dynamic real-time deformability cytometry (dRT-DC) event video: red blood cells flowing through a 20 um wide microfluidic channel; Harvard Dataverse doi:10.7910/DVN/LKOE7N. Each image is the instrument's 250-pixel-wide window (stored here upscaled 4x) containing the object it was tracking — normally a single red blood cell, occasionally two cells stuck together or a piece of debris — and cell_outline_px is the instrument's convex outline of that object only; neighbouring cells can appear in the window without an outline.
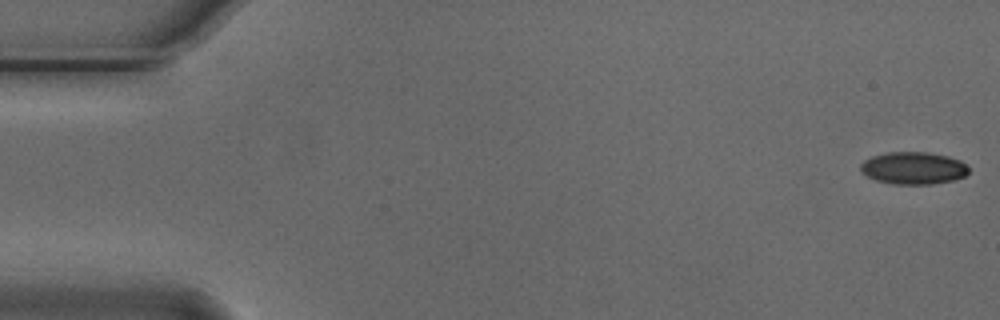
{"species": "Egyptian fruit bat (a non-hibernating species)", "species_latin": "Rousettus aegyptiacus", "temperature_condition": "cold", "stored_images_in_passage": 54, "camera_frame_rate_fps": 3000, "um_per_image_px": 0.085, "animal": {"sex": "male"}, "frame": {"image": 1, "passage_image": 1, "time_ms": 0.0, "image_size_px": [1000, 320], "cell_outline_px": [[968, 172], [964, 176], [952, 180], [932, 184], [892, 184], [876, 180], [868, 176], [860, 168], [860, 164], [864, 160], [872, 156], [888, 152], [928, 152], [948, 156], [960, 160], [968, 168]], "centroid_in_image_um": [77.63, 14.28], "position_along_channel_um": 7.4, "area_um2": 20.23}}
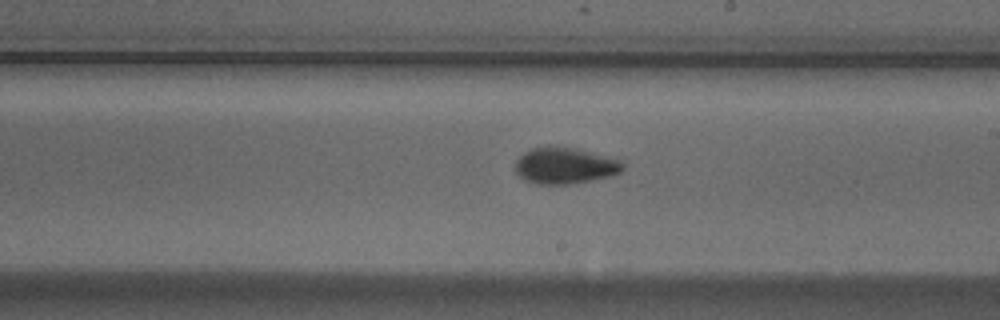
{"frame": {"image": 2, "passage_image": 31, "time_ms": 10.0, "image_size_px": [1000, 320], "cell_outline_px": [[624, 168], [620, 172], [612, 176], [592, 180], [568, 184], [536, 184], [524, 180], [512, 168], [516, 160], [524, 152], [532, 148], [548, 144], [552, 144], [576, 148], [620, 160], [624, 164]], "centroid_in_image_um": [47.97, 14.06], "position_along_channel_um": 241.0, "area_um2": 23.24}}
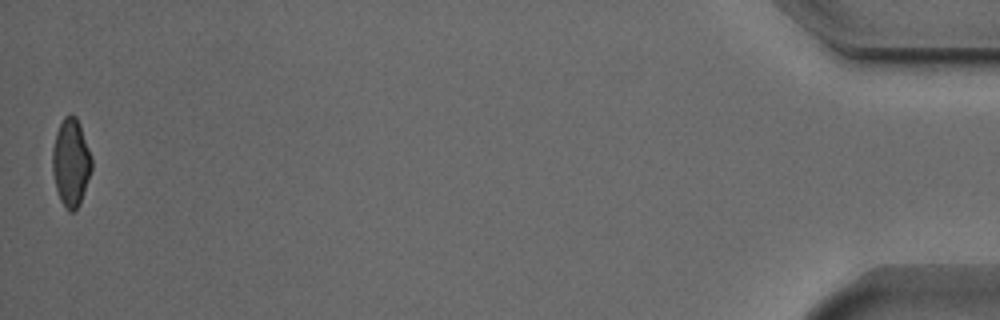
{"frame": {"image": 3, "passage_image": 54, "time_ms": 17.667, "image_size_px": [1000, 320], "cell_outline_px": [[92, 168], [80, 204], [72, 212], [68, 212], [60, 200], [56, 188], [52, 172], [52, 148], [56, 132], [64, 116], [72, 112], [76, 116], [80, 124], [92, 156]], "centroid_in_image_um": [6.03, 13.78], "position_along_channel_um": 429.2, "area_um2": 20.29}, "authors_computed_cell_mechanics": {"area_um2": 21.2704, "velocity_mm_per_s": 3.7525, "shape_relaxation_time_tau1_ms": 3.3286, "shape_relaxation_time_tau2_ms": 1.6931, "deformation_change_tau1": 0.1255, "deformation_change_tau2": 0.0519}}